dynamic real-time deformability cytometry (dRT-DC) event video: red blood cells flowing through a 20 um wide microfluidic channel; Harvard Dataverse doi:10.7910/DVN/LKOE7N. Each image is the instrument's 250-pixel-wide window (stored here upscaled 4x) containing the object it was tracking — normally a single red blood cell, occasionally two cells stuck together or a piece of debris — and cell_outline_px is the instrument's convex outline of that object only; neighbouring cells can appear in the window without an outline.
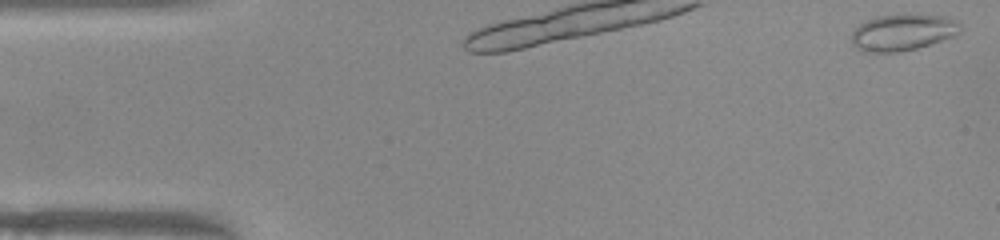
{"species": "common noctule bat (a hibernating species)", "species_latin": "Nyctalus noctula", "temperature_condition": "warm", "stored_images_in_passage": 8, "camera_frame_rate_fps": 3000, "um_per_image_px": 0.085, "animal": {"sex": "female", "body_mass_g": 22.0, "forearm_length_mm": 56.7}, "frame": {"image": 1, "passage_image": 2, "time_ms": 0.333, "image_size_px": [1000, 240], "cell_outline_px": [[960, 32], [952, 36], [916, 48], [900, 52], [864, 52], [856, 48], [852, 44], [852, 32], [860, 24], [876, 16], [900, 12], [916, 12], [944, 16], [956, 20], [960, 24]], "centroid_in_image_um": [76.72, 2.7], "position_along_channel_um": 8.3, "area_um2": 23.64}}